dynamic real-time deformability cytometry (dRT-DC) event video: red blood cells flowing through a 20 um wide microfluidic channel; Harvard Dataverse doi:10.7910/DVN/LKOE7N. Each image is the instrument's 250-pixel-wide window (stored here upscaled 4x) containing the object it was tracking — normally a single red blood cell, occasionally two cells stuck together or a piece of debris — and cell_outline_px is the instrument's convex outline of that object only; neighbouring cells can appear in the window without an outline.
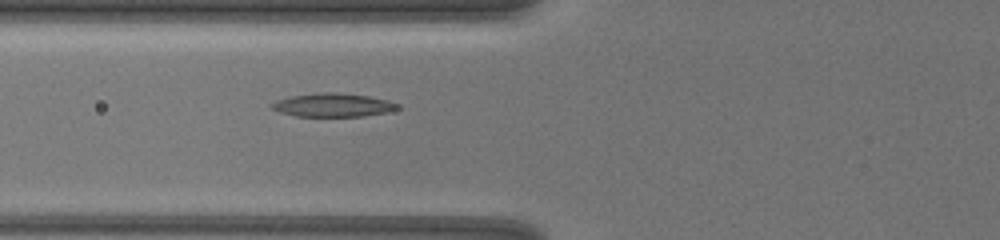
{"species": "common noctule bat (a hibernating species)", "species_latin": "Nyctalus noctula", "temperature_condition": "warm", "stored_images_in_passage": 35, "camera_frame_rate_fps": 3000, "um_per_image_px": 0.085, "animal": {"sex": "female", "body_mass_g": 19.5, "forearm_length_mm": 54.1}, "frame": {"image": 1, "passage_image": 12, "time_ms": 3.667, "image_size_px": [1000, 240], "cell_outline_px": [[400, 108], [388, 112], [364, 116], [296, 116], [280, 112], [268, 108], [268, 104], [276, 100], [292, 96], [324, 92], [336, 92], [368, 96], [388, 100], [400, 104]], "centroid_in_image_um": [28.29, 8.93], "position_along_channel_um": 97.5, "area_um2": 17.34}}
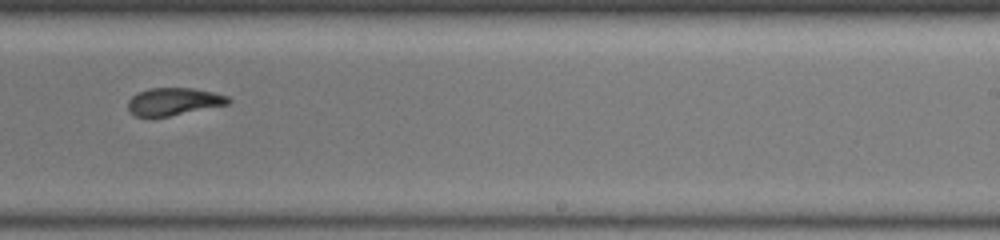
{"frame": {"image": 2, "passage_image": 22, "time_ms": 7.0, "image_size_px": [1000, 240], "cell_outline_px": [[232, 100], [228, 104], [152, 120], [136, 116], [128, 108], [128, 100], [132, 96], [140, 92], [152, 88], [192, 88], [212, 92], [228, 96]], "centroid_in_image_um": [14.74, 8.67], "position_along_channel_um": 274.3, "area_um2": 16.36}}
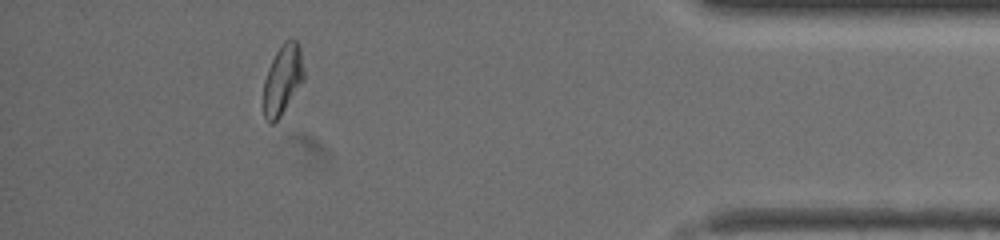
{"frame": {"image": 3, "passage_image": 32, "time_ms": 10.333, "image_size_px": [1000, 240], "cell_outline_px": [[304, 80], [280, 116], [272, 124], [268, 124], [264, 120], [264, 80], [268, 68], [276, 52], [284, 40], [296, 40], [300, 44], [304, 72]], "centroid_in_image_um": [24.02, 6.76], "position_along_channel_um": 411.2, "area_um2": 16.42}}